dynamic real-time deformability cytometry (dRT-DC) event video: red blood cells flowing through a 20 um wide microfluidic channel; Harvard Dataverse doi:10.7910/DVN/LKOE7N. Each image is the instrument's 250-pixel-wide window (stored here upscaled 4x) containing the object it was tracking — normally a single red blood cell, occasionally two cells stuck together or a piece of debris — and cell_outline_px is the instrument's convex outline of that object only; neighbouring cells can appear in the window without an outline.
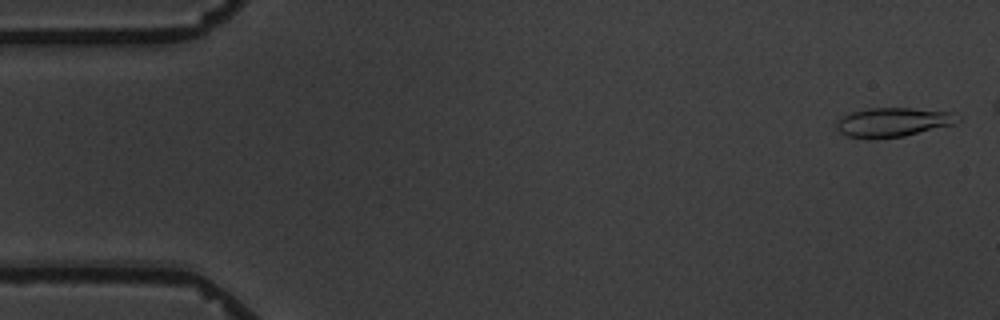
{"species": "common noctule bat (a hibernating species)", "species_latin": "Nyctalus noctula", "temperature_condition": "warm", "stored_images_in_passage": 6, "camera_frame_rate_fps": 3000, "um_per_image_px": 0.085, "animal": {"sex": "male", "body_mass_g": 19.5, "forearm_length_mm": 54.6}, "frame": {"image": 1, "passage_image": 1, "time_ms": 0.0, "image_size_px": [1000, 320], "cell_outline_px": [[960, 120], [956, 124], [904, 136], [876, 140], [848, 136], [840, 132], [836, 128], [836, 120], [852, 112], [868, 108], [912, 108], [952, 112]], "centroid_in_image_um": [75.89, 10.4], "position_along_channel_um": 9.1, "area_um2": 20.75}}